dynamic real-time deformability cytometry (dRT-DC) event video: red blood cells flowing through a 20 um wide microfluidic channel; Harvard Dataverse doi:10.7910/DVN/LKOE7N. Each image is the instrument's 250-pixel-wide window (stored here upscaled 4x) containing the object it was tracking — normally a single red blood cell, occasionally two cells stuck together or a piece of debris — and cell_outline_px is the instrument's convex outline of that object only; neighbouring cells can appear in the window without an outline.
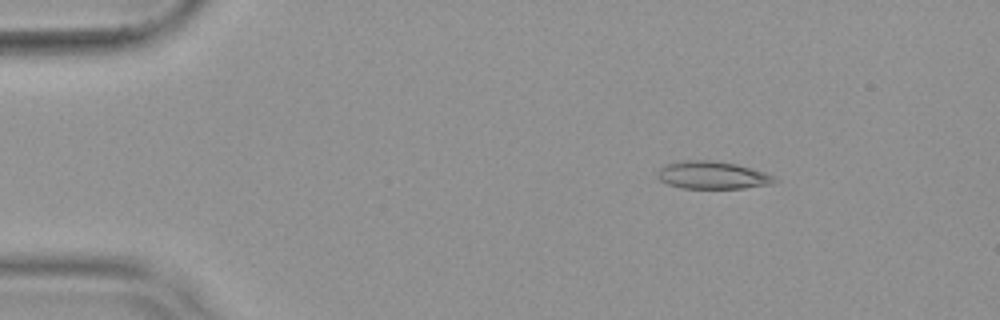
{"species": "common noctule bat (a hibernating species)", "species_latin": "Nyctalus noctula", "temperature_condition": "warm", "stored_images_in_passage": 54, "camera_frame_rate_fps": 3000, "um_per_image_px": 0.085, "animal": {"sex": "female", "body_mass_g": 19.9}, "frame": {"image": 1, "passage_image": 9, "time_ms": 2.667, "image_size_px": [1000, 320], "cell_outline_px": [[780, 180], [772, 184], [744, 188], [680, 188], [668, 184], [660, 180], [656, 176], [660, 168], [664, 164], [684, 160], [708, 160], [736, 164], [764, 172]], "centroid_in_image_um": [60.53, 14.89], "position_along_channel_um": 24.5, "area_um2": 18.84}}
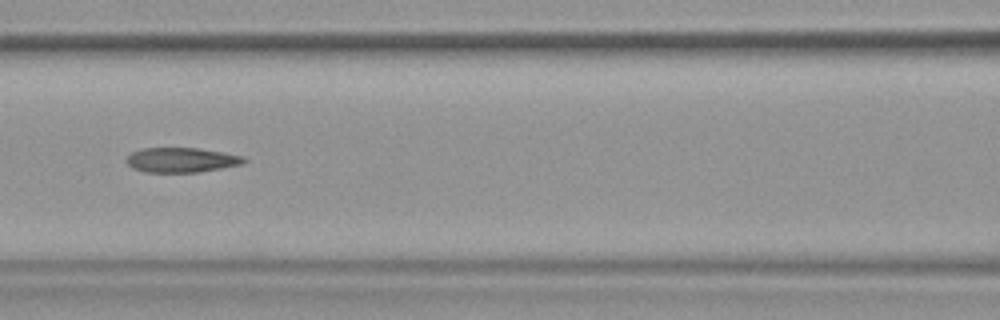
{"frame": {"image": 2, "passage_image": 25, "time_ms": 8.0, "image_size_px": [1000, 320], "cell_outline_px": [[248, 160], [244, 164], [200, 172], [144, 172], [132, 168], [124, 160], [132, 152], [144, 148], [196, 148], [244, 156]], "centroid_in_image_um": [15.43, 13.61], "position_along_channel_um": 151.2, "area_um2": 16.99}}
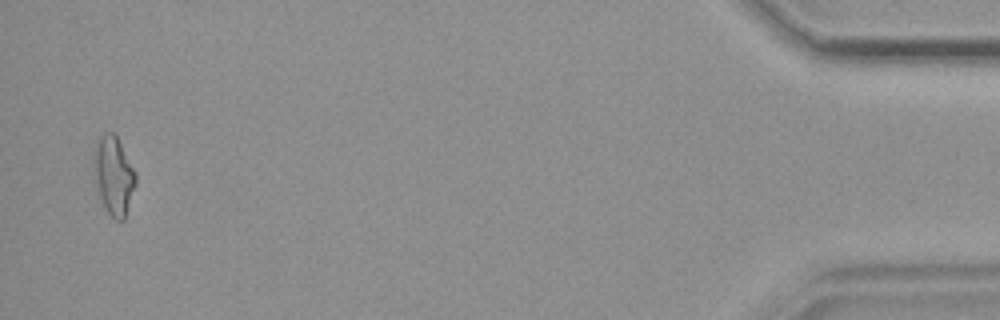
{"frame": {"image": 3, "passage_image": 53, "time_ms": 17.333, "image_size_px": [1000, 320], "cell_outline_px": [[136, 184], [124, 220], [116, 220], [108, 212], [100, 196], [92, 168], [92, 156], [96, 140], [104, 132], [112, 132], [116, 136], [136, 172]], "centroid_in_image_um": [9.64, 14.87], "position_along_channel_um": 425.6, "area_um2": 19.13}, "authors_computed_cell_mechanics": {"area_um2": 17.918, "velocity_mm_per_s": 3.8174, "shape_relaxation_time_tau1_ms": null, "shape_relaxation_time_tau2_ms": 4.401, "deformation_change_tau1": null, "deformation_change_tau2": 0.1501}}